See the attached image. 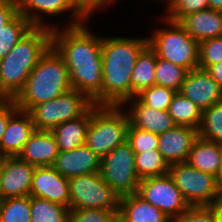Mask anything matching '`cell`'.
Masks as SVG:
<instances>
[{
    "mask_svg": "<svg viewBox=\"0 0 222 222\" xmlns=\"http://www.w3.org/2000/svg\"><path fill=\"white\" fill-rule=\"evenodd\" d=\"M87 25L84 22L53 29L52 46L65 61L72 89L85 93L95 105L102 106V37L89 31Z\"/></svg>",
    "mask_w": 222,
    "mask_h": 222,
    "instance_id": "cell-1",
    "label": "cell"
},
{
    "mask_svg": "<svg viewBox=\"0 0 222 222\" xmlns=\"http://www.w3.org/2000/svg\"><path fill=\"white\" fill-rule=\"evenodd\" d=\"M147 37L102 36V106H122L131 99V76Z\"/></svg>",
    "mask_w": 222,
    "mask_h": 222,
    "instance_id": "cell-2",
    "label": "cell"
},
{
    "mask_svg": "<svg viewBox=\"0 0 222 222\" xmlns=\"http://www.w3.org/2000/svg\"><path fill=\"white\" fill-rule=\"evenodd\" d=\"M52 46V29L34 27L0 59V92L14 99L41 57Z\"/></svg>",
    "mask_w": 222,
    "mask_h": 222,
    "instance_id": "cell-3",
    "label": "cell"
},
{
    "mask_svg": "<svg viewBox=\"0 0 222 222\" xmlns=\"http://www.w3.org/2000/svg\"><path fill=\"white\" fill-rule=\"evenodd\" d=\"M71 89L65 61L51 46L26 79L23 89L13 100L20 110L28 112L34 105L57 98Z\"/></svg>",
    "mask_w": 222,
    "mask_h": 222,
    "instance_id": "cell-4",
    "label": "cell"
},
{
    "mask_svg": "<svg viewBox=\"0 0 222 222\" xmlns=\"http://www.w3.org/2000/svg\"><path fill=\"white\" fill-rule=\"evenodd\" d=\"M122 106H97L90 108V124L85 145L100 158L127 141L130 120Z\"/></svg>",
    "mask_w": 222,
    "mask_h": 222,
    "instance_id": "cell-5",
    "label": "cell"
},
{
    "mask_svg": "<svg viewBox=\"0 0 222 222\" xmlns=\"http://www.w3.org/2000/svg\"><path fill=\"white\" fill-rule=\"evenodd\" d=\"M161 19L166 27L156 29L151 37L147 36L148 45L158 58L168 60L188 71L199 68V42L194 40L179 22L165 17Z\"/></svg>",
    "mask_w": 222,
    "mask_h": 222,
    "instance_id": "cell-6",
    "label": "cell"
},
{
    "mask_svg": "<svg viewBox=\"0 0 222 222\" xmlns=\"http://www.w3.org/2000/svg\"><path fill=\"white\" fill-rule=\"evenodd\" d=\"M93 105L85 93L71 89L57 98L34 105L28 113L35 130L51 131L62 122L83 116Z\"/></svg>",
    "mask_w": 222,
    "mask_h": 222,
    "instance_id": "cell-7",
    "label": "cell"
},
{
    "mask_svg": "<svg viewBox=\"0 0 222 222\" xmlns=\"http://www.w3.org/2000/svg\"><path fill=\"white\" fill-rule=\"evenodd\" d=\"M168 174L191 207L214 206L219 200L220 179L187 162L169 166Z\"/></svg>",
    "mask_w": 222,
    "mask_h": 222,
    "instance_id": "cell-8",
    "label": "cell"
},
{
    "mask_svg": "<svg viewBox=\"0 0 222 222\" xmlns=\"http://www.w3.org/2000/svg\"><path fill=\"white\" fill-rule=\"evenodd\" d=\"M100 176L120 197L137 193L140 178L135 153L126 141L101 158Z\"/></svg>",
    "mask_w": 222,
    "mask_h": 222,
    "instance_id": "cell-9",
    "label": "cell"
},
{
    "mask_svg": "<svg viewBox=\"0 0 222 222\" xmlns=\"http://www.w3.org/2000/svg\"><path fill=\"white\" fill-rule=\"evenodd\" d=\"M70 209L119 210L118 195L100 176L99 172L69 179Z\"/></svg>",
    "mask_w": 222,
    "mask_h": 222,
    "instance_id": "cell-10",
    "label": "cell"
},
{
    "mask_svg": "<svg viewBox=\"0 0 222 222\" xmlns=\"http://www.w3.org/2000/svg\"><path fill=\"white\" fill-rule=\"evenodd\" d=\"M18 12L23 15L34 27H45L55 29L61 27L55 23L53 25L43 18L50 15L56 16L71 12L68 23L63 27H70L89 22L93 14L80 2V0H16ZM43 14V15H42ZM45 21V22H44ZM51 25V26H50Z\"/></svg>",
    "mask_w": 222,
    "mask_h": 222,
    "instance_id": "cell-11",
    "label": "cell"
},
{
    "mask_svg": "<svg viewBox=\"0 0 222 222\" xmlns=\"http://www.w3.org/2000/svg\"><path fill=\"white\" fill-rule=\"evenodd\" d=\"M137 194L173 222L191 207L169 174L141 179Z\"/></svg>",
    "mask_w": 222,
    "mask_h": 222,
    "instance_id": "cell-12",
    "label": "cell"
},
{
    "mask_svg": "<svg viewBox=\"0 0 222 222\" xmlns=\"http://www.w3.org/2000/svg\"><path fill=\"white\" fill-rule=\"evenodd\" d=\"M179 92L202 110L222 102V87L201 68L187 73Z\"/></svg>",
    "mask_w": 222,
    "mask_h": 222,
    "instance_id": "cell-13",
    "label": "cell"
},
{
    "mask_svg": "<svg viewBox=\"0 0 222 222\" xmlns=\"http://www.w3.org/2000/svg\"><path fill=\"white\" fill-rule=\"evenodd\" d=\"M35 168L19 156H5L0 165L4 199L29 196Z\"/></svg>",
    "mask_w": 222,
    "mask_h": 222,
    "instance_id": "cell-14",
    "label": "cell"
},
{
    "mask_svg": "<svg viewBox=\"0 0 222 222\" xmlns=\"http://www.w3.org/2000/svg\"><path fill=\"white\" fill-rule=\"evenodd\" d=\"M30 196L43 198L70 209L69 179L63 177L52 166L36 167Z\"/></svg>",
    "mask_w": 222,
    "mask_h": 222,
    "instance_id": "cell-15",
    "label": "cell"
},
{
    "mask_svg": "<svg viewBox=\"0 0 222 222\" xmlns=\"http://www.w3.org/2000/svg\"><path fill=\"white\" fill-rule=\"evenodd\" d=\"M198 137L197 129L176 125L158 135V151L169 166L186 162L194 141Z\"/></svg>",
    "mask_w": 222,
    "mask_h": 222,
    "instance_id": "cell-16",
    "label": "cell"
},
{
    "mask_svg": "<svg viewBox=\"0 0 222 222\" xmlns=\"http://www.w3.org/2000/svg\"><path fill=\"white\" fill-rule=\"evenodd\" d=\"M127 105L128 109L125 111L130 124L140 130L161 135L176 126L167 110L153 109L145 105L137 96L127 100L122 107Z\"/></svg>",
    "mask_w": 222,
    "mask_h": 222,
    "instance_id": "cell-17",
    "label": "cell"
},
{
    "mask_svg": "<svg viewBox=\"0 0 222 222\" xmlns=\"http://www.w3.org/2000/svg\"><path fill=\"white\" fill-rule=\"evenodd\" d=\"M101 158L86 145L74 150L59 151L52 167L65 178L100 171Z\"/></svg>",
    "mask_w": 222,
    "mask_h": 222,
    "instance_id": "cell-18",
    "label": "cell"
},
{
    "mask_svg": "<svg viewBox=\"0 0 222 222\" xmlns=\"http://www.w3.org/2000/svg\"><path fill=\"white\" fill-rule=\"evenodd\" d=\"M59 149L51 131L35 130L18 155L22 160L35 167L52 166Z\"/></svg>",
    "mask_w": 222,
    "mask_h": 222,
    "instance_id": "cell-19",
    "label": "cell"
},
{
    "mask_svg": "<svg viewBox=\"0 0 222 222\" xmlns=\"http://www.w3.org/2000/svg\"><path fill=\"white\" fill-rule=\"evenodd\" d=\"M34 131L30 114L18 109L8 120L0 143L1 153L4 156H18Z\"/></svg>",
    "mask_w": 222,
    "mask_h": 222,
    "instance_id": "cell-20",
    "label": "cell"
},
{
    "mask_svg": "<svg viewBox=\"0 0 222 222\" xmlns=\"http://www.w3.org/2000/svg\"><path fill=\"white\" fill-rule=\"evenodd\" d=\"M178 22L197 42L222 36V11L208 8L189 13Z\"/></svg>",
    "mask_w": 222,
    "mask_h": 222,
    "instance_id": "cell-21",
    "label": "cell"
},
{
    "mask_svg": "<svg viewBox=\"0 0 222 222\" xmlns=\"http://www.w3.org/2000/svg\"><path fill=\"white\" fill-rule=\"evenodd\" d=\"M118 222H173L137 193L122 196L118 210Z\"/></svg>",
    "mask_w": 222,
    "mask_h": 222,
    "instance_id": "cell-22",
    "label": "cell"
},
{
    "mask_svg": "<svg viewBox=\"0 0 222 222\" xmlns=\"http://www.w3.org/2000/svg\"><path fill=\"white\" fill-rule=\"evenodd\" d=\"M194 168L215 175L222 176V144L198 137L189 152L187 161Z\"/></svg>",
    "mask_w": 222,
    "mask_h": 222,
    "instance_id": "cell-23",
    "label": "cell"
},
{
    "mask_svg": "<svg viewBox=\"0 0 222 222\" xmlns=\"http://www.w3.org/2000/svg\"><path fill=\"white\" fill-rule=\"evenodd\" d=\"M89 124L90 109L83 116L62 122L51 130L59 151H70L85 145Z\"/></svg>",
    "mask_w": 222,
    "mask_h": 222,
    "instance_id": "cell-24",
    "label": "cell"
},
{
    "mask_svg": "<svg viewBox=\"0 0 222 222\" xmlns=\"http://www.w3.org/2000/svg\"><path fill=\"white\" fill-rule=\"evenodd\" d=\"M157 57L155 51L148 44L137 56L131 76V98L156 85L155 68Z\"/></svg>",
    "mask_w": 222,
    "mask_h": 222,
    "instance_id": "cell-25",
    "label": "cell"
},
{
    "mask_svg": "<svg viewBox=\"0 0 222 222\" xmlns=\"http://www.w3.org/2000/svg\"><path fill=\"white\" fill-rule=\"evenodd\" d=\"M167 111L176 125L198 130L201 124L203 110L180 92L174 94Z\"/></svg>",
    "mask_w": 222,
    "mask_h": 222,
    "instance_id": "cell-26",
    "label": "cell"
},
{
    "mask_svg": "<svg viewBox=\"0 0 222 222\" xmlns=\"http://www.w3.org/2000/svg\"><path fill=\"white\" fill-rule=\"evenodd\" d=\"M34 26L19 12L0 29V59L27 34Z\"/></svg>",
    "mask_w": 222,
    "mask_h": 222,
    "instance_id": "cell-27",
    "label": "cell"
},
{
    "mask_svg": "<svg viewBox=\"0 0 222 222\" xmlns=\"http://www.w3.org/2000/svg\"><path fill=\"white\" fill-rule=\"evenodd\" d=\"M69 212L63 205L31 196V222H68Z\"/></svg>",
    "mask_w": 222,
    "mask_h": 222,
    "instance_id": "cell-28",
    "label": "cell"
},
{
    "mask_svg": "<svg viewBox=\"0 0 222 222\" xmlns=\"http://www.w3.org/2000/svg\"><path fill=\"white\" fill-rule=\"evenodd\" d=\"M135 168L140 179L168 174L169 165L156 150L135 153Z\"/></svg>",
    "mask_w": 222,
    "mask_h": 222,
    "instance_id": "cell-29",
    "label": "cell"
},
{
    "mask_svg": "<svg viewBox=\"0 0 222 222\" xmlns=\"http://www.w3.org/2000/svg\"><path fill=\"white\" fill-rule=\"evenodd\" d=\"M198 134L205 140L222 144V102L202 111Z\"/></svg>",
    "mask_w": 222,
    "mask_h": 222,
    "instance_id": "cell-30",
    "label": "cell"
},
{
    "mask_svg": "<svg viewBox=\"0 0 222 222\" xmlns=\"http://www.w3.org/2000/svg\"><path fill=\"white\" fill-rule=\"evenodd\" d=\"M188 72L184 67L177 66L168 60L157 57L155 68L156 85L179 92Z\"/></svg>",
    "mask_w": 222,
    "mask_h": 222,
    "instance_id": "cell-31",
    "label": "cell"
},
{
    "mask_svg": "<svg viewBox=\"0 0 222 222\" xmlns=\"http://www.w3.org/2000/svg\"><path fill=\"white\" fill-rule=\"evenodd\" d=\"M0 222H31V196L4 199L0 203Z\"/></svg>",
    "mask_w": 222,
    "mask_h": 222,
    "instance_id": "cell-32",
    "label": "cell"
},
{
    "mask_svg": "<svg viewBox=\"0 0 222 222\" xmlns=\"http://www.w3.org/2000/svg\"><path fill=\"white\" fill-rule=\"evenodd\" d=\"M164 17L178 22L185 15L209 8L208 0H167Z\"/></svg>",
    "mask_w": 222,
    "mask_h": 222,
    "instance_id": "cell-33",
    "label": "cell"
},
{
    "mask_svg": "<svg viewBox=\"0 0 222 222\" xmlns=\"http://www.w3.org/2000/svg\"><path fill=\"white\" fill-rule=\"evenodd\" d=\"M176 91L159 85L143 90L137 97L147 106L157 110H168Z\"/></svg>",
    "mask_w": 222,
    "mask_h": 222,
    "instance_id": "cell-34",
    "label": "cell"
},
{
    "mask_svg": "<svg viewBox=\"0 0 222 222\" xmlns=\"http://www.w3.org/2000/svg\"><path fill=\"white\" fill-rule=\"evenodd\" d=\"M127 142L134 153H143L158 149V135L140 130L129 124L127 131Z\"/></svg>",
    "mask_w": 222,
    "mask_h": 222,
    "instance_id": "cell-35",
    "label": "cell"
},
{
    "mask_svg": "<svg viewBox=\"0 0 222 222\" xmlns=\"http://www.w3.org/2000/svg\"><path fill=\"white\" fill-rule=\"evenodd\" d=\"M68 222H118V210L70 209Z\"/></svg>",
    "mask_w": 222,
    "mask_h": 222,
    "instance_id": "cell-36",
    "label": "cell"
},
{
    "mask_svg": "<svg viewBox=\"0 0 222 222\" xmlns=\"http://www.w3.org/2000/svg\"><path fill=\"white\" fill-rule=\"evenodd\" d=\"M222 61V36L199 42V68L207 69L210 65Z\"/></svg>",
    "mask_w": 222,
    "mask_h": 222,
    "instance_id": "cell-37",
    "label": "cell"
},
{
    "mask_svg": "<svg viewBox=\"0 0 222 222\" xmlns=\"http://www.w3.org/2000/svg\"><path fill=\"white\" fill-rule=\"evenodd\" d=\"M174 222H218L213 206L190 207Z\"/></svg>",
    "mask_w": 222,
    "mask_h": 222,
    "instance_id": "cell-38",
    "label": "cell"
},
{
    "mask_svg": "<svg viewBox=\"0 0 222 222\" xmlns=\"http://www.w3.org/2000/svg\"><path fill=\"white\" fill-rule=\"evenodd\" d=\"M18 13L16 0H0V29Z\"/></svg>",
    "mask_w": 222,
    "mask_h": 222,
    "instance_id": "cell-39",
    "label": "cell"
},
{
    "mask_svg": "<svg viewBox=\"0 0 222 222\" xmlns=\"http://www.w3.org/2000/svg\"><path fill=\"white\" fill-rule=\"evenodd\" d=\"M13 99H8L0 107V143L6 130L9 118L18 110Z\"/></svg>",
    "mask_w": 222,
    "mask_h": 222,
    "instance_id": "cell-40",
    "label": "cell"
},
{
    "mask_svg": "<svg viewBox=\"0 0 222 222\" xmlns=\"http://www.w3.org/2000/svg\"><path fill=\"white\" fill-rule=\"evenodd\" d=\"M80 2L91 12L94 14L96 10H100L107 5L116 2V0H80ZM105 6V7H104Z\"/></svg>",
    "mask_w": 222,
    "mask_h": 222,
    "instance_id": "cell-41",
    "label": "cell"
},
{
    "mask_svg": "<svg viewBox=\"0 0 222 222\" xmlns=\"http://www.w3.org/2000/svg\"><path fill=\"white\" fill-rule=\"evenodd\" d=\"M206 71L222 87V61L213 65H210L206 69Z\"/></svg>",
    "mask_w": 222,
    "mask_h": 222,
    "instance_id": "cell-42",
    "label": "cell"
},
{
    "mask_svg": "<svg viewBox=\"0 0 222 222\" xmlns=\"http://www.w3.org/2000/svg\"><path fill=\"white\" fill-rule=\"evenodd\" d=\"M208 3L210 9L222 11V0H208Z\"/></svg>",
    "mask_w": 222,
    "mask_h": 222,
    "instance_id": "cell-43",
    "label": "cell"
},
{
    "mask_svg": "<svg viewBox=\"0 0 222 222\" xmlns=\"http://www.w3.org/2000/svg\"><path fill=\"white\" fill-rule=\"evenodd\" d=\"M213 207L217 214V221L222 222V205H214Z\"/></svg>",
    "mask_w": 222,
    "mask_h": 222,
    "instance_id": "cell-44",
    "label": "cell"
},
{
    "mask_svg": "<svg viewBox=\"0 0 222 222\" xmlns=\"http://www.w3.org/2000/svg\"><path fill=\"white\" fill-rule=\"evenodd\" d=\"M215 205H222V180H220L219 200L215 203Z\"/></svg>",
    "mask_w": 222,
    "mask_h": 222,
    "instance_id": "cell-45",
    "label": "cell"
},
{
    "mask_svg": "<svg viewBox=\"0 0 222 222\" xmlns=\"http://www.w3.org/2000/svg\"><path fill=\"white\" fill-rule=\"evenodd\" d=\"M4 200L3 189H2V177L0 172V203Z\"/></svg>",
    "mask_w": 222,
    "mask_h": 222,
    "instance_id": "cell-46",
    "label": "cell"
},
{
    "mask_svg": "<svg viewBox=\"0 0 222 222\" xmlns=\"http://www.w3.org/2000/svg\"><path fill=\"white\" fill-rule=\"evenodd\" d=\"M8 99L0 92V107L7 101Z\"/></svg>",
    "mask_w": 222,
    "mask_h": 222,
    "instance_id": "cell-47",
    "label": "cell"
},
{
    "mask_svg": "<svg viewBox=\"0 0 222 222\" xmlns=\"http://www.w3.org/2000/svg\"><path fill=\"white\" fill-rule=\"evenodd\" d=\"M4 155L1 153V150H0V165H1V163H2V161H3V159H4Z\"/></svg>",
    "mask_w": 222,
    "mask_h": 222,
    "instance_id": "cell-48",
    "label": "cell"
}]
</instances>
